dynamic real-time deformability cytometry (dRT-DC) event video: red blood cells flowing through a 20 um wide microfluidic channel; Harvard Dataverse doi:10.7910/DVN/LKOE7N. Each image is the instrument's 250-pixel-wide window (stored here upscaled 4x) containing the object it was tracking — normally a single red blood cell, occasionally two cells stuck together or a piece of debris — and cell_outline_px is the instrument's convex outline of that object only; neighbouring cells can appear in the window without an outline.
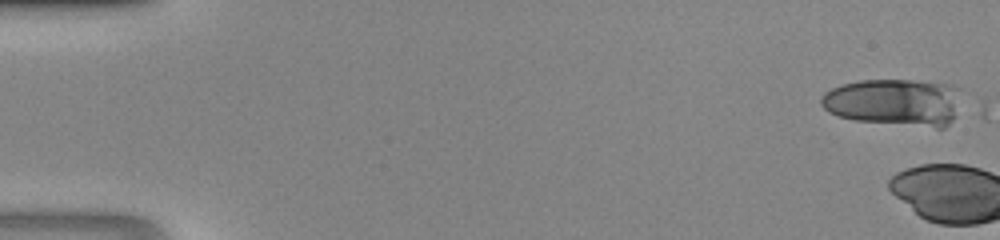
{"species": "human", "species_latin": "Homo sapiens", "temperature_condition": "room temperature", "stored_images_in_passage": 5, "camera_frame_rate_fps": 3000, "um_per_image_px": 0.085, "donor": {"sex": "male"}, "frame": {"image": 1, "passage_image": 1, "time_ms": 0.0, "image_size_px": [1000, 240], "cell_outline_px": [[960, 88], [956, 116], [944, 128], [940, 128], [856, 120], [840, 116], [828, 112], [820, 104], [820, 100], [824, 92], [832, 88], [844, 84], [860, 80], [912, 80], [952, 84]], "centroid_in_image_um": [76.04, 8.68], "position_along_channel_um": 9.0, "area_um2": 38.61}}